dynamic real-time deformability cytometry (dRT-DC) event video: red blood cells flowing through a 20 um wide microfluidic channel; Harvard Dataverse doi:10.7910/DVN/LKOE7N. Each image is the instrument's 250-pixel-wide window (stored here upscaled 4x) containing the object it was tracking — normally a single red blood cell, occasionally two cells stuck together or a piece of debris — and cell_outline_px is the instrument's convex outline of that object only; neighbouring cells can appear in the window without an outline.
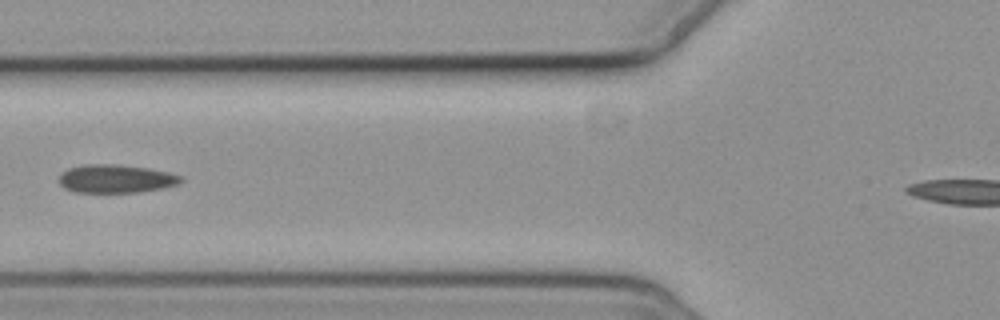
{"species": "common noctule bat (a hibernating species)", "species_latin": "Nyctalus noctula", "temperature_condition": "cold", "stored_images_in_passage": 10, "camera_frame_rate_fps": 3000, "um_per_image_px": 0.085, "animal": {"sex": "female", "body_mass_g": 19.3, "forearm_length_mm": 54.1}, "frame": {"image": 1, "passage_image": 7, "time_ms": 7.0, "image_size_px": [1000, 320], "cell_outline_px": [[184, 180], [176, 184], [164, 188], [136, 192], [76, 192], [64, 188], [60, 184], [60, 172], [68, 168], [84, 164], [116, 164], [148, 168], [168, 172], [184, 176]], "centroid_in_image_um": [9.85, 15.18], "position_along_channel_um": 115.9, "area_um2": 20.17}}
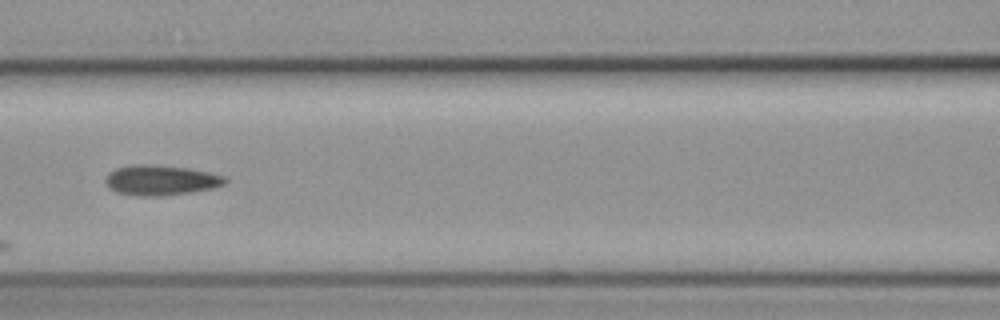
{"frame": {"image": 2, "passage_image": 8, "time_ms": 8.0, "image_size_px": [1000, 320], "cell_outline_px": [[228, 180], [224, 184], [216, 188], [192, 192], [160, 196], [136, 196], [116, 192], [108, 188], [104, 180], [108, 172], [116, 168], [132, 164], [148, 164], [188, 168], [208, 172], [224, 176]], "centroid_in_image_um": [13.64, 15.32], "position_along_channel_um": 153.0, "area_um2": 21.27}}